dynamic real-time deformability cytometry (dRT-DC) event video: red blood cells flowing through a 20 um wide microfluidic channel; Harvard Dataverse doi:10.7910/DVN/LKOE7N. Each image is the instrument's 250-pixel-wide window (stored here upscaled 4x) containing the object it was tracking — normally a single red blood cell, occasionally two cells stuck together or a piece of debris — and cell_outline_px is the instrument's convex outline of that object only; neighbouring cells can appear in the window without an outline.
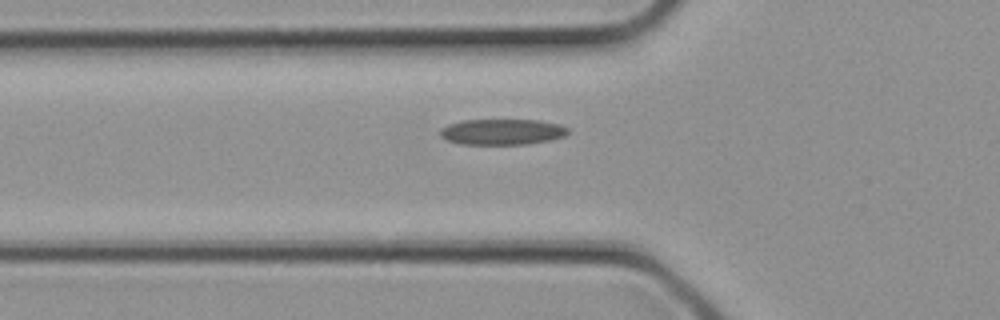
{"species": "common noctule bat (a hibernating species)", "species_latin": "Nyctalus noctula", "temperature_condition": "cold", "stored_images_in_passage": 4, "camera_frame_rate_fps": 3000, "um_per_image_px": 0.085, "animal": {"sex": "female", "body_mass_g": 21.9}, "frame": {"image": 1, "passage_image": 4, "time_ms": 1.0, "image_size_px": [1000, 320], "cell_outline_px": [[568, 132], [564, 136], [552, 140], [528, 144], [460, 144], [448, 140], [440, 136], [440, 128], [448, 124], [464, 120], [540, 120], [560, 124], [568, 128]], "centroid_in_image_um": [42.7, 11.2], "position_along_channel_um": 83.1, "area_um2": 19.31}}